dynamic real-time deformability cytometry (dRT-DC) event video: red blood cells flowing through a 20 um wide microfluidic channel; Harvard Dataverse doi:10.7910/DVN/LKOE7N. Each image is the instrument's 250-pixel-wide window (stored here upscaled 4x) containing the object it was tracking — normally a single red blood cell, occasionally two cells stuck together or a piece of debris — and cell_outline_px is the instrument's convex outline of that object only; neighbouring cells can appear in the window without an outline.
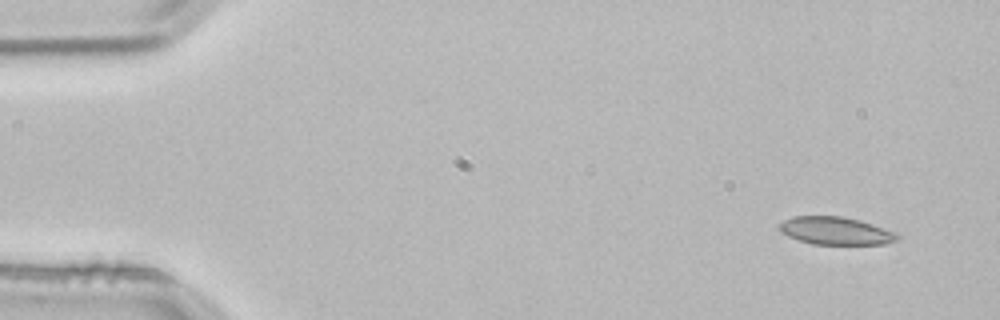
{"species": "common noctule bat (a hibernating species)", "species_latin": "Nyctalus noctula", "temperature_condition": "room temperature", "stored_images_in_passage": 3, "camera_frame_rate_fps": 3000, "um_per_image_px": 0.085, "animal": {"sex": "male", "body_mass_g": 21.5, "forearm_length_mm": 52.0}, "frame": {"image": 1, "passage_image": 1, "time_ms": 0.0, "image_size_px": [1000, 320], "cell_outline_px": [[900, 236], [896, 240], [884, 244], [812, 244], [788, 236], [780, 232], [780, 224], [784, 220], [792, 216], [840, 216], [860, 220], [896, 232]], "centroid_in_image_um": [71.03, 19.61], "position_along_channel_um": 14.0, "area_um2": 18.96}}
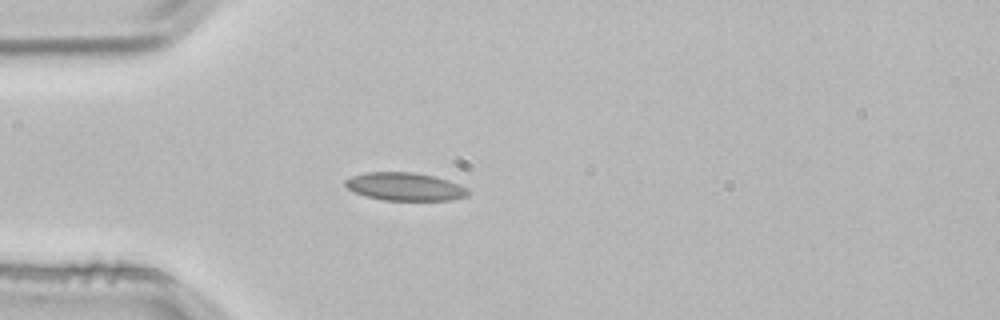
{"frame": {"image": 2, "passage_image": 3, "time_ms": 0.667, "image_size_px": [1000, 320], "cell_outline_px": [[472, 192], [468, 196], [452, 200], [384, 200], [364, 196], [348, 188], [344, 184], [344, 180], [352, 176], [364, 172], [412, 172], [432, 176], [448, 180], [460, 184], [468, 188]], "centroid_in_image_um": [34.45, 15.86], "position_along_channel_um": 50.5, "area_um2": 20.17}}